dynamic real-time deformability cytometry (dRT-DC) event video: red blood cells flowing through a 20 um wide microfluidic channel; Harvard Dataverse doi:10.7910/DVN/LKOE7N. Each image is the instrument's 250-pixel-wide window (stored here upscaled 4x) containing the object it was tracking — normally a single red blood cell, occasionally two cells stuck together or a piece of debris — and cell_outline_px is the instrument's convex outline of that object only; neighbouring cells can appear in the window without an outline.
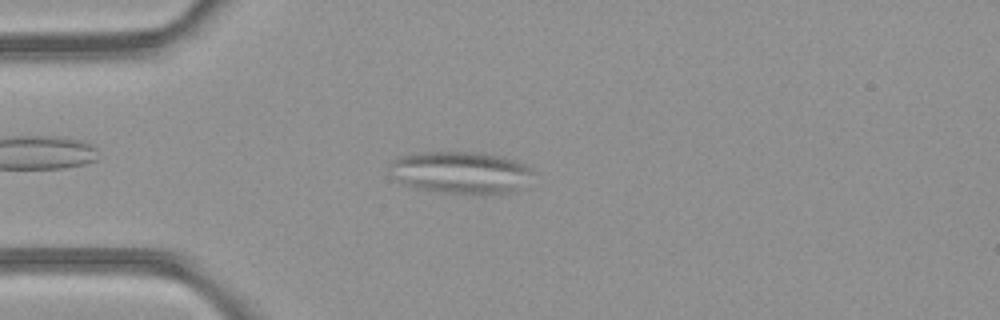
{"species": "common noctule bat (a hibernating species)", "species_latin": "Nyctalus noctula", "temperature_condition": "room temperature", "stored_images_in_passage": 43, "camera_frame_rate_fps": 3000, "um_per_image_px": 0.085, "animal": {"sex": "female", "body_mass_g": 21.9}, "frame": {"image": 1, "passage_image": 7, "time_ms": 2.0, "image_size_px": [1000, 320], "cell_outline_px": [[536, 172], [516, 188], [508, 192], [484, 196], [436, 192], [416, 188], [404, 184], [400, 180], [388, 164], [392, 160], [400, 156], [424, 152], [480, 152], [500, 156], [516, 160], [524, 164]], "centroid_in_image_um": [39.18, 14.67], "position_along_channel_um": 45.8, "area_um2": 35.2}}
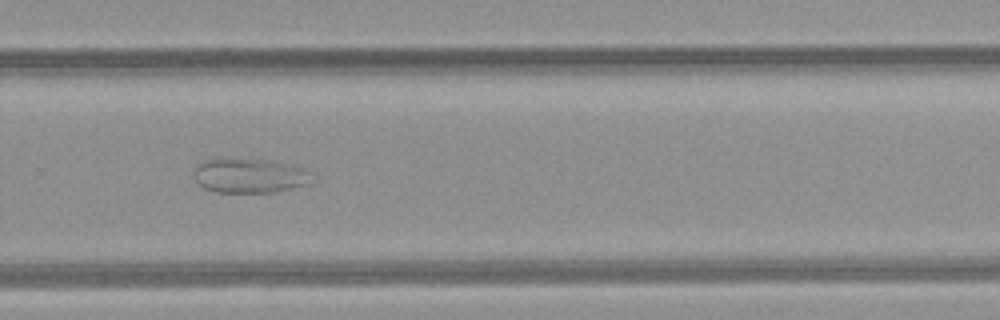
{"frame": {"image": 2, "passage_image": 27, "time_ms": 8.667, "image_size_px": [1000, 320], "cell_outline_px": [[308, 184], [276, 192], [216, 192], [204, 188], [192, 176], [192, 172], [196, 164], [204, 160], [216, 156], [220, 156], [268, 160], [308, 168]], "centroid_in_image_um": [21.1, 14.89], "position_along_channel_um": 308.7, "area_um2": 24.33}}
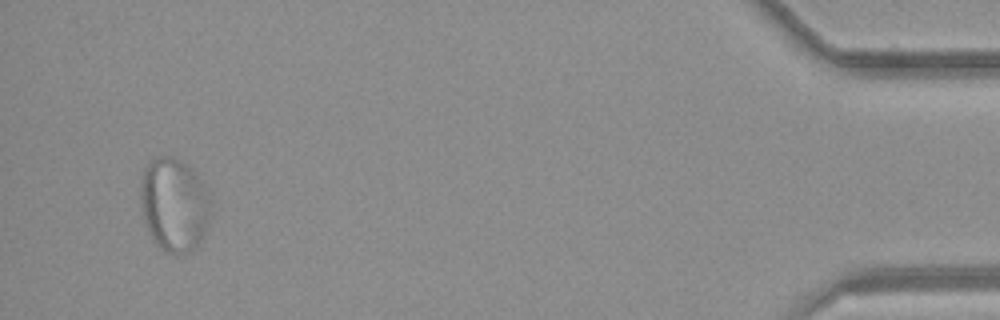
{"frame": {"image": 3, "passage_image": 41, "time_ms": 13.333, "image_size_px": [1000, 320], "cell_outline_px": [[212, 204], [208, 220], [204, 232], [200, 240], [188, 252], [180, 256], [164, 252], [156, 244], [148, 232], [144, 224], [140, 208], [140, 184], [144, 168], [148, 160], [156, 156], [168, 156], [184, 160], [188, 164], [196, 176]], "centroid_in_image_um": [14.73, 17.4], "position_along_channel_um": 420.5, "area_um2": 38.55}}